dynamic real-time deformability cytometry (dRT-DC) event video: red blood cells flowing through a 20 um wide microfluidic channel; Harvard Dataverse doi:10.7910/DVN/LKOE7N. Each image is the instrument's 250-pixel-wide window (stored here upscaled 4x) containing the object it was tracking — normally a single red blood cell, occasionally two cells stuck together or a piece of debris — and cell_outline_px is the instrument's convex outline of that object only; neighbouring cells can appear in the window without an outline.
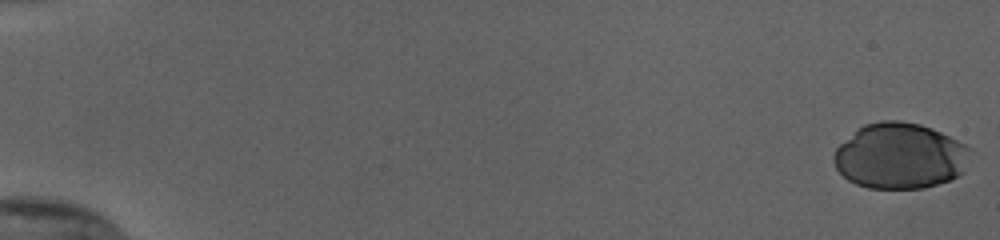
{"species": "human", "species_latin": "Homo sapiens", "temperature_condition": "cold", "stored_images_in_passage": 55, "camera_frame_rate_fps": 3000, "um_per_image_px": 0.085, "donor": {"sex": "female"}, "frame": {"image": 1, "passage_image": 1, "time_ms": 0.0, "image_size_px": [1000, 240], "cell_outline_px": [[972, 148], [964, 172], [948, 180], [924, 188], [868, 188], [856, 184], [848, 180], [836, 168], [832, 156], [836, 148], [840, 144], [864, 124], [880, 120], [900, 120], [920, 124], [932, 128]], "centroid_in_image_um": [76.49, 13.25], "position_along_channel_um": 8.5, "area_um2": 52.25}}
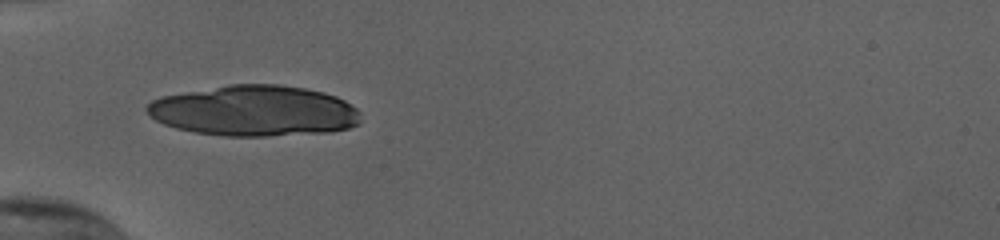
{"frame": {"image": 2, "passage_image": 20, "time_ms": 6.333, "image_size_px": [1000, 240], "cell_outline_px": [[360, 124], [348, 128], [332, 132], [268, 136], [224, 136], [196, 132], [176, 128], [164, 124], [156, 120], [144, 108], [152, 100], [160, 96], [228, 84], [280, 84], [304, 88], [324, 92], [336, 96], [344, 100], [356, 108], [360, 112]], "centroid_in_image_um": [21.63, 9.42], "position_along_channel_um": 63.4, "area_um2": 63.52}}